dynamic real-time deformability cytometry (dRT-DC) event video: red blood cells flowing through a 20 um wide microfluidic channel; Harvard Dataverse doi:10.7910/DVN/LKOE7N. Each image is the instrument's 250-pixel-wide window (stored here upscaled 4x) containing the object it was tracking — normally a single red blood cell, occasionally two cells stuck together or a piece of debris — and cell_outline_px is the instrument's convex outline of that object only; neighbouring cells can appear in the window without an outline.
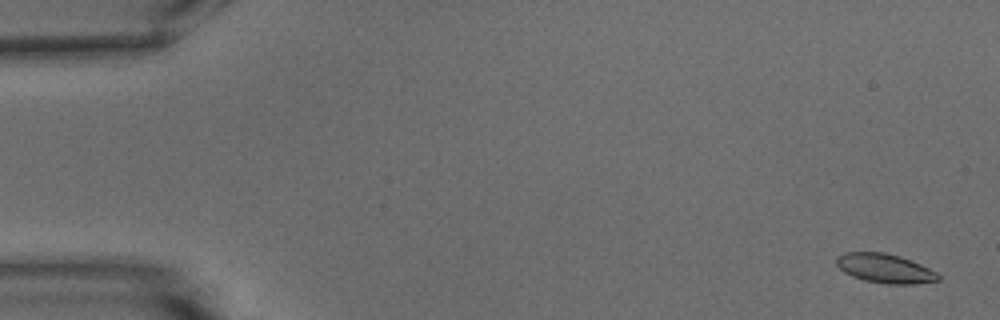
{"species": "common noctule bat (a hibernating species)", "species_latin": "Nyctalus noctula", "temperature_condition": "warm", "stored_images_in_passage": 55, "camera_frame_rate_fps": 3000, "um_per_image_px": 0.085, "animal": {"sex": "male", "body_mass_g": 15.6}, "frame": {"image": 1, "passage_image": 2, "time_ms": 0.333, "image_size_px": [1000, 320], "cell_outline_px": [[940, 280], [912, 284], [888, 284], [864, 280], [852, 276], [844, 272], [836, 264], [836, 256], [844, 252], [884, 252], [900, 256], [920, 264], [936, 272], [940, 276]], "centroid_in_image_um": [75.19, 22.8], "position_along_channel_um": 9.8, "area_um2": 17.28}}
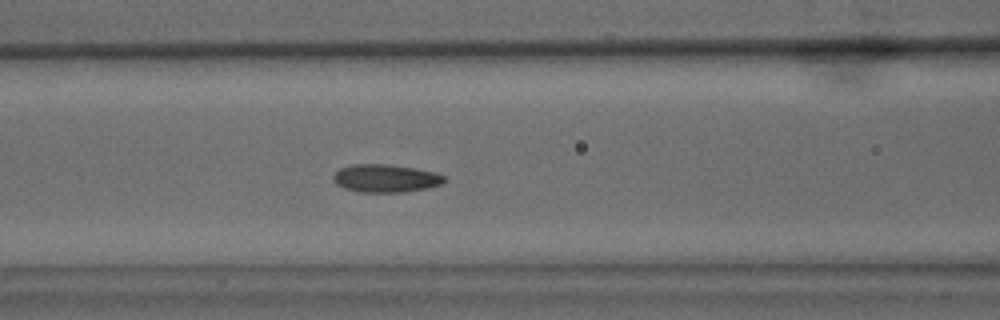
{"frame": {"image": 2, "passage_image": 23, "time_ms": 7.333, "image_size_px": [1000, 320], "cell_outline_px": [[448, 180], [440, 184], [428, 188], [404, 192], [360, 192], [344, 188], [336, 184], [332, 180], [332, 176], [340, 168], [352, 164], [388, 164], [416, 168], [436, 172], [444, 176]], "centroid_in_image_um": [32.78, 15.15], "position_along_channel_um": 133.8, "area_um2": 18.26}}
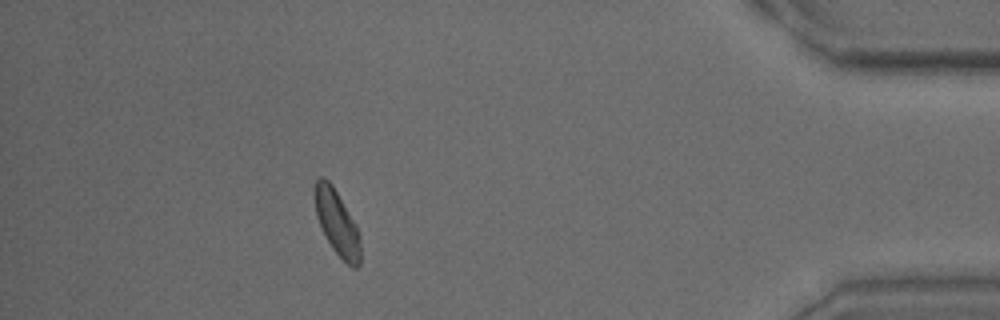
{"frame": {"image": 3, "passage_image": 49, "time_ms": 16.0, "image_size_px": [1000, 320], "cell_outline_px": [[360, 264], [356, 268], [352, 268], [332, 248], [316, 216], [316, 180], [320, 176], [324, 176], [332, 184], [356, 224], [360, 240]], "centroid_in_image_um": [28.67, 18.94], "position_along_channel_um": 406.5, "area_um2": 16.82}, "authors_computed_cell_mechanics": {"area_um2": 17.3978, "velocity_mm_per_s": 3.7236, "shape_relaxation_time_tau1_ms": 2.0421, "shape_relaxation_time_tau2_ms": 2.2415, "deformation_change_tau1": 0.0929, "deformation_change_tau2": 0.076}}